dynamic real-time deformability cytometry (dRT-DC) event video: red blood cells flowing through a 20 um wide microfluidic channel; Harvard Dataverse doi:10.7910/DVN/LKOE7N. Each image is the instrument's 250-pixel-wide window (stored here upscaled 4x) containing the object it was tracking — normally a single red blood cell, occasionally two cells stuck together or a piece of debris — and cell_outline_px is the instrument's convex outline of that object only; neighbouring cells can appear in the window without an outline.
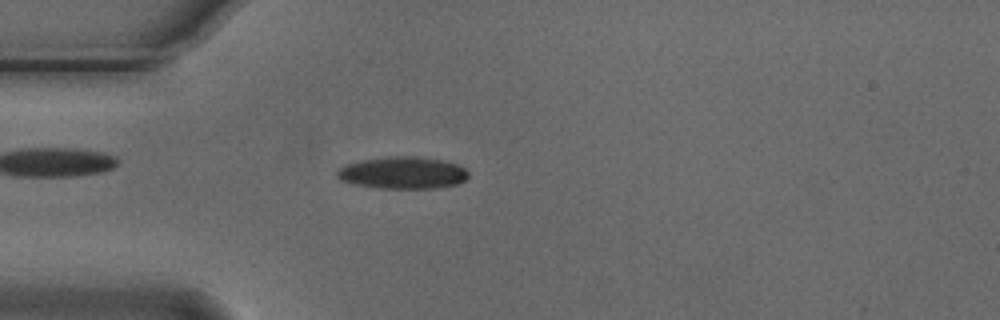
{"species": "Egyptian fruit bat (a non-hibernating species)", "species_latin": "Rousettus aegyptiacus", "temperature_condition": "cold", "stored_images_in_passage": 4, "camera_frame_rate_fps": 3000, "um_per_image_px": 0.085, "animal": {"sex": "male"}, "frame": {"image": 1, "passage_image": 3, "time_ms": 0.667, "image_size_px": [1000, 320], "cell_outline_px": [[468, 176], [464, 180], [456, 184], [436, 188], [380, 188], [356, 184], [340, 180], [336, 176], [336, 172], [340, 168], [348, 164], [360, 160], [388, 156], [416, 156], [444, 160], [456, 164], [464, 168], [468, 172]], "centroid_in_image_um": [34.23, 14.68], "position_along_channel_um": 50.8, "area_um2": 24.45}}